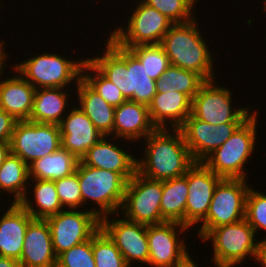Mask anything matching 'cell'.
I'll list each match as a JSON object with an SVG mask.
<instances>
[{
    "mask_svg": "<svg viewBox=\"0 0 266 267\" xmlns=\"http://www.w3.org/2000/svg\"><path fill=\"white\" fill-rule=\"evenodd\" d=\"M126 49L140 61L148 77L154 81L170 66L169 58L160 44L135 45Z\"/></svg>",
    "mask_w": 266,
    "mask_h": 267,
    "instance_id": "cell-33",
    "label": "cell"
},
{
    "mask_svg": "<svg viewBox=\"0 0 266 267\" xmlns=\"http://www.w3.org/2000/svg\"><path fill=\"white\" fill-rule=\"evenodd\" d=\"M29 180V166L10 153L0 166V194L7 191L12 203H20L27 194Z\"/></svg>",
    "mask_w": 266,
    "mask_h": 267,
    "instance_id": "cell-30",
    "label": "cell"
},
{
    "mask_svg": "<svg viewBox=\"0 0 266 267\" xmlns=\"http://www.w3.org/2000/svg\"><path fill=\"white\" fill-rule=\"evenodd\" d=\"M61 147L57 124L18 121L10 140L11 154L20 157L28 166Z\"/></svg>",
    "mask_w": 266,
    "mask_h": 267,
    "instance_id": "cell-13",
    "label": "cell"
},
{
    "mask_svg": "<svg viewBox=\"0 0 266 267\" xmlns=\"http://www.w3.org/2000/svg\"><path fill=\"white\" fill-rule=\"evenodd\" d=\"M261 263L260 267H266V243H262L260 248V254L258 258V263Z\"/></svg>",
    "mask_w": 266,
    "mask_h": 267,
    "instance_id": "cell-44",
    "label": "cell"
},
{
    "mask_svg": "<svg viewBox=\"0 0 266 267\" xmlns=\"http://www.w3.org/2000/svg\"><path fill=\"white\" fill-rule=\"evenodd\" d=\"M136 3L134 10L131 8L128 21L123 22L126 23L125 28L120 24L116 29L108 32L110 33L108 36L123 48L161 44L164 35L174 23L142 0H136Z\"/></svg>",
    "mask_w": 266,
    "mask_h": 267,
    "instance_id": "cell-9",
    "label": "cell"
},
{
    "mask_svg": "<svg viewBox=\"0 0 266 267\" xmlns=\"http://www.w3.org/2000/svg\"><path fill=\"white\" fill-rule=\"evenodd\" d=\"M241 124L211 125L190 114L179 129L195 162H203L230 138Z\"/></svg>",
    "mask_w": 266,
    "mask_h": 267,
    "instance_id": "cell-16",
    "label": "cell"
},
{
    "mask_svg": "<svg viewBox=\"0 0 266 267\" xmlns=\"http://www.w3.org/2000/svg\"><path fill=\"white\" fill-rule=\"evenodd\" d=\"M222 178L203 162H196L188 170V197L185 209V226L192 228L205 218L216 185Z\"/></svg>",
    "mask_w": 266,
    "mask_h": 267,
    "instance_id": "cell-17",
    "label": "cell"
},
{
    "mask_svg": "<svg viewBox=\"0 0 266 267\" xmlns=\"http://www.w3.org/2000/svg\"><path fill=\"white\" fill-rule=\"evenodd\" d=\"M155 129L147 105L126 100L115 108L113 136L120 138V142L127 140L126 142L137 143L139 141L141 145L140 141H143Z\"/></svg>",
    "mask_w": 266,
    "mask_h": 267,
    "instance_id": "cell-20",
    "label": "cell"
},
{
    "mask_svg": "<svg viewBox=\"0 0 266 267\" xmlns=\"http://www.w3.org/2000/svg\"><path fill=\"white\" fill-rule=\"evenodd\" d=\"M6 66L0 71V109L17 121L29 120L33 108L36 88L13 68L12 77L6 76ZM2 76V77H1Z\"/></svg>",
    "mask_w": 266,
    "mask_h": 267,
    "instance_id": "cell-22",
    "label": "cell"
},
{
    "mask_svg": "<svg viewBox=\"0 0 266 267\" xmlns=\"http://www.w3.org/2000/svg\"><path fill=\"white\" fill-rule=\"evenodd\" d=\"M82 79L114 108L126 101L121 90L108 80L87 58L82 67Z\"/></svg>",
    "mask_w": 266,
    "mask_h": 267,
    "instance_id": "cell-32",
    "label": "cell"
},
{
    "mask_svg": "<svg viewBox=\"0 0 266 267\" xmlns=\"http://www.w3.org/2000/svg\"><path fill=\"white\" fill-rule=\"evenodd\" d=\"M119 215L120 213L102 217L101 229L115 243L129 267H132L133 263L148 266L147 225L129 221Z\"/></svg>",
    "mask_w": 266,
    "mask_h": 267,
    "instance_id": "cell-14",
    "label": "cell"
},
{
    "mask_svg": "<svg viewBox=\"0 0 266 267\" xmlns=\"http://www.w3.org/2000/svg\"><path fill=\"white\" fill-rule=\"evenodd\" d=\"M162 192L163 181L136 172L127 181L120 214L123 211L125 219L145 225L164 223L160 210Z\"/></svg>",
    "mask_w": 266,
    "mask_h": 267,
    "instance_id": "cell-11",
    "label": "cell"
},
{
    "mask_svg": "<svg viewBox=\"0 0 266 267\" xmlns=\"http://www.w3.org/2000/svg\"><path fill=\"white\" fill-rule=\"evenodd\" d=\"M106 38V49L87 59L121 90L126 100L148 106L157 93L156 81L148 77L145 68L128 49L118 45L110 36Z\"/></svg>",
    "mask_w": 266,
    "mask_h": 267,
    "instance_id": "cell-1",
    "label": "cell"
},
{
    "mask_svg": "<svg viewBox=\"0 0 266 267\" xmlns=\"http://www.w3.org/2000/svg\"><path fill=\"white\" fill-rule=\"evenodd\" d=\"M255 111L203 163L216 175L228 179H247L246 162L257 146L258 115Z\"/></svg>",
    "mask_w": 266,
    "mask_h": 267,
    "instance_id": "cell-4",
    "label": "cell"
},
{
    "mask_svg": "<svg viewBox=\"0 0 266 267\" xmlns=\"http://www.w3.org/2000/svg\"><path fill=\"white\" fill-rule=\"evenodd\" d=\"M54 183L64 209H85L77 171L70 176L55 180Z\"/></svg>",
    "mask_w": 266,
    "mask_h": 267,
    "instance_id": "cell-37",
    "label": "cell"
},
{
    "mask_svg": "<svg viewBox=\"0 0 266 267\" xmlns=\"http://www.w3.org/2000/svg\"><path fill=\"white\" fill-rule=\"evenodd\" d=\"M17 122L13 116L0 109V142L10 143Z\"/></svg>",
    "mask_w": 266,
    "mask_h": 267,
    "instance_id": "cell-39",
    "label": "cell"
},
{
    "mask_svg": "<svg viewBox=\"0 0 266 267\" xmlns=\"http://www.w3.org/2000/svg\"><path fill=\"white\" fill-rule=\"evenodd\" d=\"M79 159L60 147L54 153L45 155L29 165V178L55 181L72 175Z\"/></svg>",
    "mask_w": 266,
    "mask_h": 267,
    "instance_id": "cell-28",
    "label": "cell"
},
{
    "mask_svg": "<svg viewBox=\"0 0 266 267\" xmlns=\"http://www.w3.org/2000/svg\"><path fill=\"white\" fill-rule=\"evenodd\" d=\"M68 90V88L36 89L29 121L58 125L68 113L66 110L73 105L71 103L68 106L72 97L67 93Z\"/></svg>",
    "mask_w": 266,
    "mask_h": 267,
    "instance_id": "cell-26",
    "label": "cell"
},
{
    "mask_svg": "<svg viewBox=\"0 0 266 267\" xmlns=\"http://www.w3.org/2000/svg\"><path fill=\"white\" fill-rule=\"evenodd\" d=\"M56 267H96L92 238L59 254Z\"/></svg>",
    "mask_w": 266,
    "mask_h": 267,
    "instance_id": "cell-38",
    "label": "cell"
},
{
    "mask_svg": "<svg viewBox=\"0 0 266 267\" xmlns=\"http://www.w3.org/2000/svg\"><path fill=\"white\" fill-rule=\"evenodd\" d=\"M143 141L137 172L146 178L164 181L181 177L196 163L180 129L156 128Z\"/></svg>",
    "mask_w": 266,
    "mask_h": 267,
    "instance_id": "cell-2",
    "label": "cell"
},
{
    "mask_svg": "<svg viewBox=\"0 0 266 267\" xmlns=\"http://www.w3.org/2000/svg\"><path fill=\"white\" fill-rule=\"evenodd\" d=\"M60 55L55 52H41L14 63L11 68H14L36 89L70 88L71 84L75 82L76 85L82 78V67L87 56L75 60Z\"/></svg>",
    "mask_w": 266,
    "mask_h": 267,
    "instance_id": "cell-7",
    "label": "cell"
},
{
    "mask_svg": "<svg viewBox=\"0 0 266 267\" xmlns=\"http://www.w3.org/2000/svg\"><path fill=\"white\" fill-rule=\"evenodd\" d=\"M73 103L58 126L61 135V147L81 160L103 135L74 101Z\"/></svg>",
    "mask_w": 266,
    "mask_h": 267,
    "instance_id": "cell-19",
    "label": "cell"
},
{
    "mask_svg": "<svg viewBox=\"0 0 266 267\" xmlns=\"http://www.w3.org/2000/svg\"><path fill=\"white\" fill-rule=\"evenodd\" d=\"M266 192L259 191L250 186L246 198L245 219L255 230V233L266 231ZM266 243V236L261 240Z\"/></svg>",
    "mask_w": 266,
    "mask_h": 267,
    "instance_id": "cell-36",
    "label": "cell"
},
{
    "mask_svg": "<svg viewBox=\"0 0 266 267\" xmlns=\"http://www.w3.org/2000/svg\"><path fill=\"white\" fill-rule=\"evenodd\" d=\"M195 17L186 23H175L164 35L161 46L169 58L170 65L199 74L205 81L215 77V60L208 42L201 34Z\"/></svg>",
    "mask_w": 266,
    "mask_h": 267,
    "instance_id": "cell-3",
    "label": "cell"
},
{
    "mask_svg": "<svg viewBox=\"0 0 266 267\" xmlns=\"http://www.w3.org/2000/svg\"><path fill=\"white\" fill-rule=\"evenodd\" d=\"M192 100L181 92L156 93L148 105L156 128L179 129L191 114Z\"/></svg>",
    "mask_w": 266,
    "mask_h": 267,
    "instance_id": "cell-24",
    "label": "cell"
},
{
    "mask_svg": "<svg viewBox=\"0 0 266 267\" xmlns=\"http://www.w3.org/2000/svg\"><path fill=\"white\" fill-rule=\"evenodd\" d=\"M115 140L117 142L118 138L103 136L80 161L87 166L117 172L128 181L137 172V158L125 148H120L123 145Z\"/></svg>",
    "mask_w": 266,
    "mask_h": 267,
    "instance_id": "cell-18",
    "label": "cell"
},
{
    "mask_svg": "<svg viewBox=\"0 0 266 267\" xmlns=\"http://www.w3.org/2000/svg\"><path fill=\"white\" fill-rule=\"evenodd\" d=\"M174 267H199V266L197 265L195 260H193L189 252V254L180 262H178Z\"/></svg>",
    "mask_w": 266,
    "mask_h": 267,
    "instance_id": "cell-43",
    "label": "cell"
},
{
    "mask_svg": "<svg viewBox=\"0 0 266 267\" xmlns=\"http://www.w3.org/2000/svg\"><path fill=\"white\" fill-rule=\"evenodd\" d=\"M188 230L191 231L190 228L178 222L147 225L148 266L174 267L184 259L190 249H187L186 236L183 238L181 234L188 233Z\"/></svg>",
    "mask_w": 266,
    "mask_h": 267,
    "instance_id": "cell-15",
    "label": "cell"
},
{
    "mask_svg": "<svg viewBox=\"0 0 266 267\" xmlns=\"http://www.w3.org/2000/svg\"><path fill=\"white\" fill-rule=\"evenodd\" d=\"M262 4H264V5H262L263 6V12L265 11V13H266V0H264Z\"/></svg>",
    "mask_w": 266,
    "mask_h": 267,
    "instance_id": "cell-45",
    "label": "cell"
},
{
    "mask_svg": "<svg viewBox=\"0 0 266 267\" xmlns=\"http://www.w3.org/2000/svg\"><path fill=\"white\" fill-rule=\"evenodd\" d=\"M92 251L96 267H129L120 250L102 229L92 237Z\"/></svg>",
    "mask_w": 266,
    "mask_h": 267,
    "instance_id": "cell-34",
    "label": "cell"
},
{
    "mask_svg": "<svg viewBox=\"0 0 266 267\" xmlns=\"http://www.w3.org/2000/svg\"><path fill=\"white\" fill-rule=\"evenodd\" d=\"M19 263L21 267H56L57 256L46 219H33L29 223Z\"/></svg>",
    "mask_w": 266,
    "mask_h": 267,
    "instance_id": "cell-21",
    "label": "cell"
},
{
    "mask_svg": "<svg viewBox=\"0 0 266 267\" xmlns=\"http://www.w3.org/2000/svg\"><path fill=\"white\" fill-rule=\"evenodd\" d=\"M144 3L154 7L167 18L175 23H186L197 17L195 6L197 0H142Z\"/></svg>",
    "mask_w": 266,
    "mask_h": 267,
    "instance_id": "cell-35",
    "label": "cell"
},
{
    "mask_svg": "<svg viewBox=\"0 0 266 267\" xmlns=\"http://www.w3.org/2000/svg\"><path fill=\"white\" fill-rule=\"evenodd\" d=\"M5 40H0V71L5 67L4 65L7 66V64H5L8 59V57L10 55H8V53L5 50Z\"/></svg>",
    "mask_w": 266,
    "mask_h": 267,
    "instance_id": "cell-40",
    "label": "cell"
},
{
    "mask_svg": "<svg viewBox=\"0 0 266 267\" xmlns=\"http://www.w3.org/2000/svg\"><path fill=\"white\" fill-rule=\"evenodd\" d=\"M256 236L255 230L244 218L234 224L212 228L201 242H212L211 261L214 267H235L242 265L247 257L258 262L262 242Z\"/></svg>",
    "mask_w": 266,
    "mask_h": 267,
    "instance_id": "cell-5",
    "label": "cell"
},
{
    "mask_svg": "<svg viewBox=\"0 0 266 267\" xmlns=\"http://www.w3.org/2000/svg\"><path fill=\"white\" fill-rule=\"evenodd\" d=\"M188 193V171L181 177L163 181L160 210L165 222H178L185 226Z\"/></svg>",
    "mask_w": 266,
    "mask_h": 267,
    "instance_id": "cell-29",
    "label": "cell"
},
{
    "mask_svg": "<svg viewBox=\"0 0 266 267\" xmlns=\"http://www.w3.org/2000/svg\"><path fill=\"white\" fill-rule=\"evenodd\" d=\"M205 81L192 99L191 115L211 125L224 123H243L253 112L250 106H233L232 92L229 88L218 85L217 80ZM235 109H234V108ZM250 109V110H249ZM251 111V112H250Z\"/></svg>",
    "mask_w": 266,
    "mask_h": 267,
    "instance_id": "cell-10",
    "label": "cell"
},
{
    "mask_svg": "<svg viewBox=\"0 0 266 267\" xmlns=\"http://www.w3.org/2000/svg\"><path fill=\"white\" fill-rule=\"evenodd\" d=\"M73 86H76L77 107L87 115L103 136L113 137L115 108L97 94L82 78Z\"/></svg>",
    "mask_w": 266,
    "mask_h": 267,
    "instance_id": "cell-25",
    "label": "cell"
},
{
    "mask_svg": "<svg viewBox=\"0 0 266 267\" xmlns=\"http://www.w3.org/2000/svg\"><path fill=\"white\" fill-rule=\"evenodd\" d=\"M10 153H11L10 143L0 142V166L3 164V162Z\"/></svg>",
    "mask_w": 266,
    "mask_h": 267,
    "instance_id": "cell-41",
    "label": "cell"
},
{
    "mask_svg": "<svg viewBox=\"0 0 266 267\" xmlns=\"http://www.w3.org/2000/svg\"><path fill=\"white\" fill-rule=\"evenodd\" d=\"M56 256L91 239L101 229V219L89 209H65L46 218Z\"/></svg>",
    "mask_w": 266,
    "mask_h": 267,
    "instance_id": "cell-12",
    "label": "cell"
},
{
    "mask_svg": "<svg viewBox=\"0 0 266 267\" xmlns=\"http://www.w3.org/2000/svg\"><path fill=\"white\" fill-rule=\"evenodd\" d=\"M2 215L0 214V256L19 261L27 227L34 218L19 203H11Z\"/></svg>",
    "mask_w": 266,
    "mask_h": 267,
    "instance_id": "cell-23",
    "label": "cell"
},
{
    "mask_svg": "<svg viewBox=\"0 0 266 267\" xmlns=\"http://www.w3.org/2000/svg\"><path fill=\"white\" fill-rule=\"evenodd\" d=\"M80 191L83 206H96L89 208L100 219L106 215L120 212L127 181L117 172L77 164ZM92 202L91 204L88 202Z\"/></svg>",
    "mask_w": 266,
    "mask_h": 267,
    "instance_id": "cell-6",
    "label": "cell"
},
{
    "mask_svg": "<svg viewBox=\"0 0 266 267\" xmlns=\"http://www.w3.org/2000/svg\"><path fill=\"white\" fill-rule=\"evenodd\" d=\"M205 80L196 72L170 65L156 81L157 93L181 92L191 100Z\"/></svg>",
    "mask_w": 266,
    "mask_h": 267,
    "instance_id": "cell-31",
    "label": "cell"
},
{
    "mask_svg": "<svg viewBox=\"0 0 266 267\" xmlns=\"http://www.w3.org/2000/svg\"><path fill=\"white\" fill-rule=\"evenodd\" d=\"M249 188L247 179L222 178L219 181L214 189L206 218L198 226L199 241L212 228L234 224L245 218Z\"/></svg>",
    "mask_w": 266,
    "mask_h": 267,
    "instance_id": "cell-8",
    "label": "cell"
},
{
    "mask_svg": "<svg viewBox=\"0 0 266 267\" xmlns=\"http://www.w3.org/2000/svg\"><path fill=\"white\" fill-rule=\"evenodd\" d=\"M0 267H21L18 260L0 256Z\"/></svg>",
    "mask_w": 266,
    "mask_h": 267,
    "instance_id": "cell-42",
    "label": "cell"
},
{
    "mask_svg": "<svg viewBox=\"0 0 266 267\" xmlns=\"http://www.w3.org/2000/svg\"><path fill=\"white\" fill-rule=\"evenodd\" d=\"M31 185H33V190ZM28 191H31L30 194L33 195L31 196L33 199L29 196ZM19 204L34 219H46L65 210L59 200L55 183L50 180L30 179L27 194Z\"/></svg>",
    "mask_w": 266,
    "mask_h": 267,
    "instance_id": "cell-27",
    "label": "cell"
}]
</instances>
